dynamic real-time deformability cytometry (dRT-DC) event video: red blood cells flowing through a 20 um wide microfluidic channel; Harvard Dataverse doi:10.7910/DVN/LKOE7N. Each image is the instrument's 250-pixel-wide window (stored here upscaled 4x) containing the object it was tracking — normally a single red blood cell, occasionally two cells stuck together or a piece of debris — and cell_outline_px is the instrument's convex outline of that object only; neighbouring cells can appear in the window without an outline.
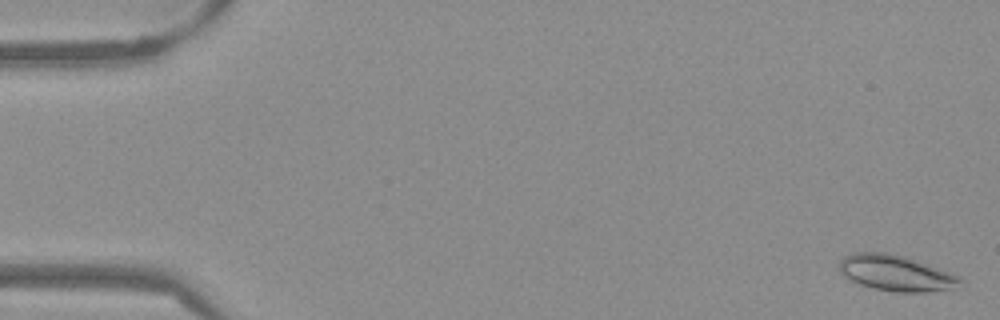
{"species": "Egyptian fruit bat (a non-hibernating species)", "species_latin": "Rousettus aegyptiacus", "temperature_condition": "warm", "stored_images_in_passage": 53, "camera_frame_rate_fps": 3000, "um_per_image_px": 0.085, "frame": {"image": 1, "passage_image": 1, "time_ms": 0.0, "image_size_px": [1000, 320], "cell_outline_px": [[960, 280], [952, 288], [928, 292], [896, 292], [872, 288], [860, 284], [844, 276], [840, 272], [840, 260], [844, 256], [852, 252], [884, 252], [904, 256], [916, 260], [960, 276]], "centroid_in_image_um": [76.09, 23.2], "position_along_channel_um": 8.9, "area_um2": 24.91}}
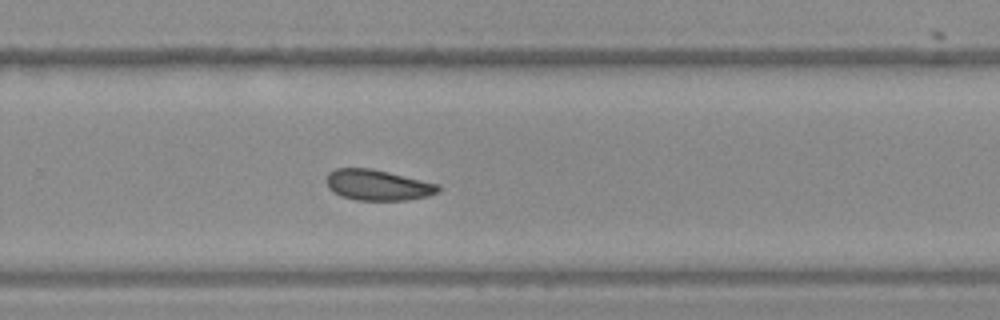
{"frame": {"image": 2, "passage_image": 35, "time_ms": 11.333, "image_size_px": [1000, 320], "cell_outline_px": [[440, 192], [428, 196], [408, 200], [356, 200], [340, 196], [332, 192], [328, 188], [324, 180], [328, 172], [336, 168], [368, 168], [388, 172], [440, 184]], "centroid_in_image_um": [32.08, 15.73], "position_along_channel_um": 297.7, "area_um2": 20.29}}
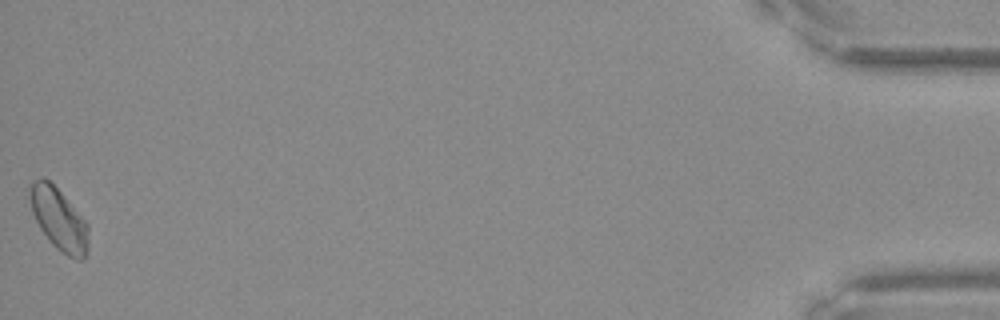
{"frame": {"image": 3, "passage_image": 53, "time_ms": 17.333, "image_size_px": [1000, 320], "cell_outline_px": [[88, 252], [84, 260], [76, 260], [60, 252], [52, 244], [40, 228], [32, 212], [28, 196], [28, 188], [32, 180], [44, 176], [60, 192], [88, 224]], "centroid_in_image_um": [4.98, 18.64], "position_along_channel_um": 430.2, "area_um2": 21.33}, "authors_computed_cell_mechanics": {"area_um2": 20.6924, "velocity_mm_per_s": 3.8251, "shape_relaxation_time_tau1_ms": 6.4106, "shape_relaxation_time_tau2_ms": 7.3749, "deformation_change_tau1": 0.0829, "deformation_change_tau2": 0.0851}}